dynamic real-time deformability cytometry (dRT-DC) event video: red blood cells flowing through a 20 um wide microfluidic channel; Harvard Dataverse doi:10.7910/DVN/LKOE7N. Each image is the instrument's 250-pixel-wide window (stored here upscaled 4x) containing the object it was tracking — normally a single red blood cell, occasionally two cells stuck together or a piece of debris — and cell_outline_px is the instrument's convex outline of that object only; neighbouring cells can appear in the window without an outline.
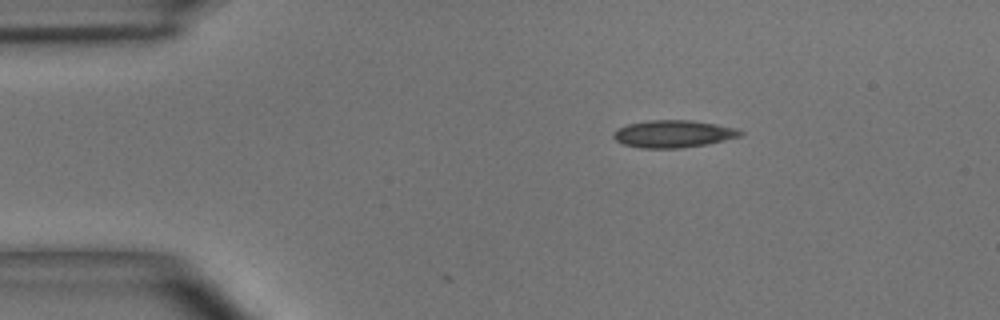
{"species": "common noctule bat (a hibernating species)", "species_latin": "Nyctalus noctula", "temperature_condition": "room temperature", "stored_images_in_passage": 19, "camera_frame_rate_fps": 3000, "um_per_image_px": 0.085, "animal": {"sex": "male", "body_mass_g": 15.6}, "frame": {"image": 1, "passage_image": 1, "time_ms": 0.0, "image_size_px": [1000, 320], "cell_outline_px": [[744, 132], [740, 136], [708, 144], [680, 148], [640, 148], [624, 144], [616, 140], [612, 136], [612, 132], [616, 128], [628, 124], [648, 120], [688, 120], [716, 124], [736, 128]], "centroid_in_image_um": [57.19, 11.38], "position_along_channel_um": 27.8, "area_um2": 20.23}}
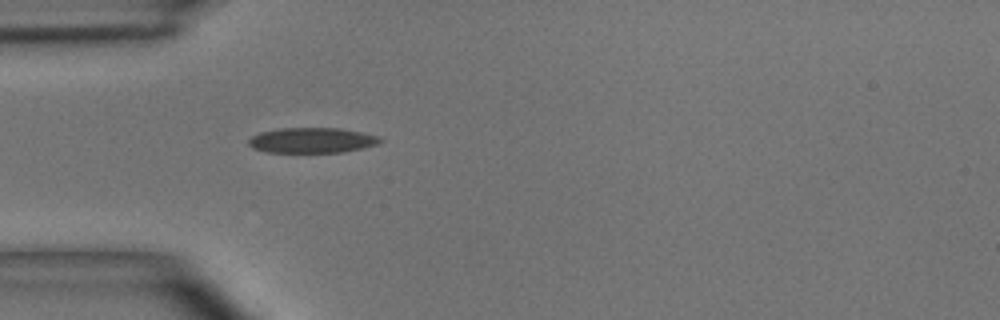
{"frame": {"image": 2, "passage_image": 7, "time_ms": 2.0, "image_size_px": [1000, 320], "cell_outline_px": [[384, 140], [380, 144], [364, 148], [344, 152], [268, 152], [252, 148], [248, 144], [248, 140], [252, 136], [260, 132], [280, 128], [340, 128], [380, 136]], "centroid_in_image_um": [26.56, 11.92], "position_along_channel_um": 58.4, "area_um2": 19.54}}
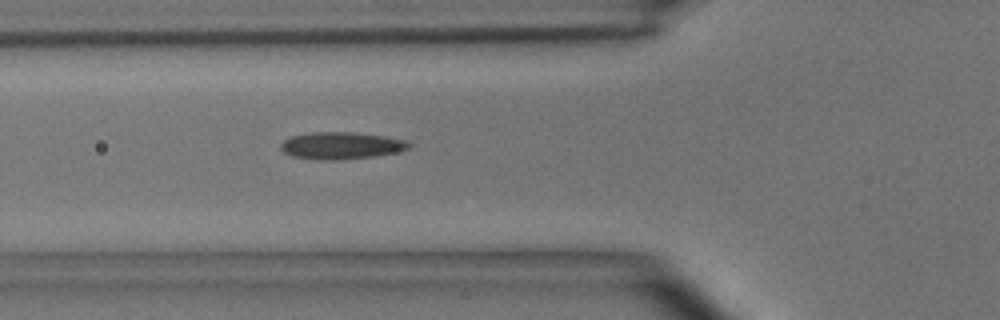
{"frame": {"image": 3, "passage_image": 10, "time_ms": 3.0, "image_size_px": [1000, 320], "cell_outline_px": [[412, 144], [408, 148], [396, 152], [372, 156], [336, 160], [316, 160], [292, 156], [284, 152], [280, 148], [280, 144], [284, 140], [292, 136], [312, 132], [352, 132], [384, 136], [404, 140]], "centroid_in_image_um": [28.96, 12.37], "position_along_channel_um": 96.8, "area_um2": 20.06}}